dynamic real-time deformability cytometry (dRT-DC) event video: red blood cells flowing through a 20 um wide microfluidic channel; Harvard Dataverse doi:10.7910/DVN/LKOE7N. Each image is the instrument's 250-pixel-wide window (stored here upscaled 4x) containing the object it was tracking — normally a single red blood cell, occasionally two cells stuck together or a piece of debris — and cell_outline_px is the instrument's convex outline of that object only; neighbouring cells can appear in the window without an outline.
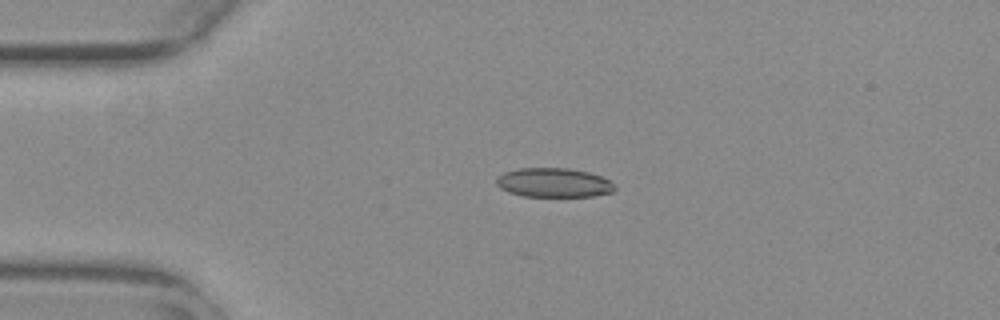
{"species": "common noctule bat (a hibernating species)", "species_latin": "Nyctalus noctula", "temperature_condition": "warm", "stored_images_in_passage": 43, "camera_frame_rate_fps": 3000, "um_per_image_px": 0.085, "animal": {"sex": "female", "body_mass_g": 29.2, "forearm_length_mm": 56.3}, "frame": {"image": 1, "passage_image": 1, "time_ms": 0.0, "image_size_px": [1000, 320], "cell_outline_px": [[616, 188], [612, 192], [592, 196], [524, 196], [508, 192], [500, 188], [496, 184], [496, 176], [504, 172], [520, 168], [568, 168], [588, 172], [600, 176], [608, 180]], "centroid_in_image_um": [47.02, 15.52], "position_along_channel_um": 38.0, "area_um2": 20.06}}
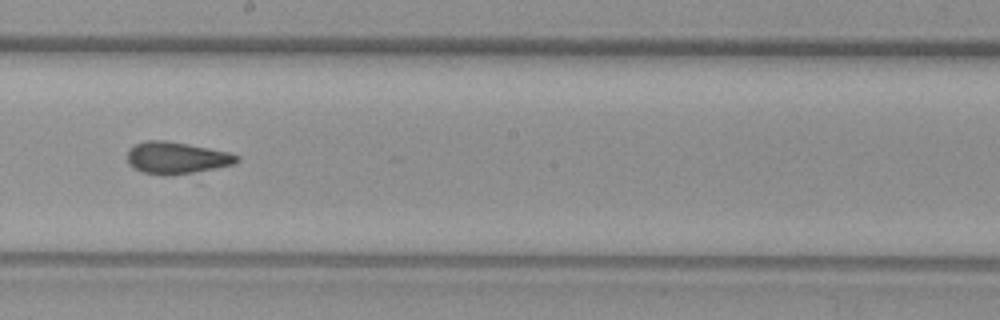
{"frame": {"image": 2, "passage_image": 19, "time_ms": 6.0, "image_size_px": [1000, 320], "cell_outline_px": [[240, 160], [236, 164], [172, 176], [160, 176], [140, 172], [128, 164], [128, 148], [136, 144], [148, 140], [164, 140], [208, 148], [228, 152], [240, 156]], "centroid_in_image_um": [14.99, 13.44], "position_along_channel_um": 233.2, "area_um2": 20.52}}
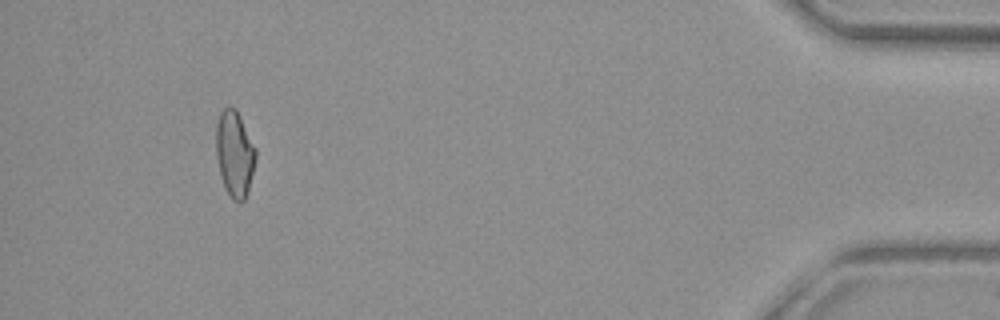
{"frame": {"image": 3, "passage_image": 39, "time_ms": 12.667, "image_size_px": [1000, 320], "cell_outline_px": [[256, 156], [248, 192], [244, 200], [240, 204], [232, 200], [224, 184], [220, 172], [216, 156], [216, 124], [220, 112], [224, 108], [236, 108], [256, 148]], "centroid_in_image_um": [19.95, 13.07], "position_along_channel_um": 415.3, "area_um2": 19.77}}